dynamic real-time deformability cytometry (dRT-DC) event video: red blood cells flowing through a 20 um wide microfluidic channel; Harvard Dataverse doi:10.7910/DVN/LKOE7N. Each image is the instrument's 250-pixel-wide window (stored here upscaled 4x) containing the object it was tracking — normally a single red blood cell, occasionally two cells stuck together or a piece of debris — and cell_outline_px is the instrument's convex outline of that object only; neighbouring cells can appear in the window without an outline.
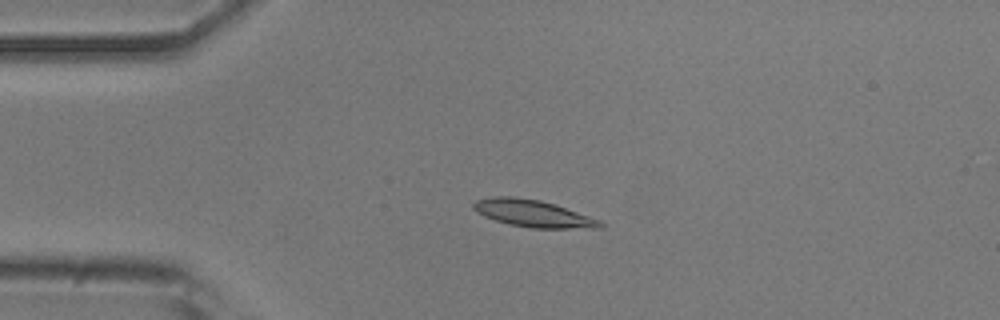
{"species": "common noctule bat (a hibernating species)", "species_latin": "Nyctalus noctula", "temperature_condition": "room temperature", "stored_images_in_passage": 41, "camera_frame_rate_fps": 3000, "um_per_image_px": 0.085, "animal": {"sex": "male", "body_mass_g": 20.5, "forearm_length_mm": 52.5}, "frame": {"image": 1, "passage_image": 1, "time_ms": 0.0, "image_size_px": [1000, 320], "cell_outline_px": [[604, 228], [532, 228], [508, 224], [484, 216], [476, 212], [472, 208], [472, 204], [476, 200], [496, 196], [512, 196], [540, 200], [600, 220], [604, 224]], "centroid_in_image_um": [45.27, 18.15], "position_along_channel_um": 39.7, "area_um2": 19.77}}
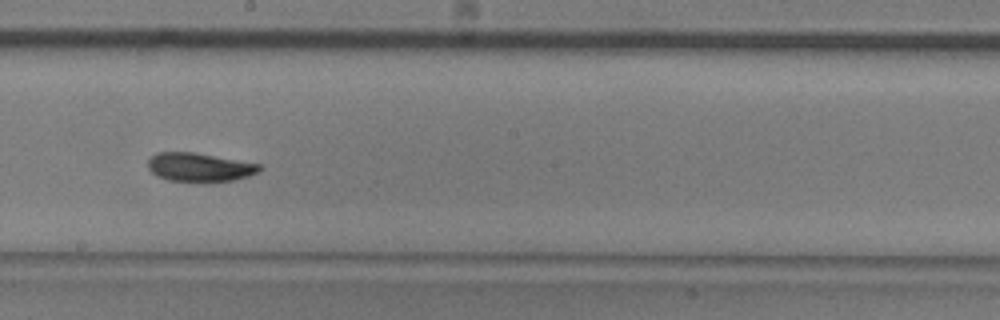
{"frame": {"image": 2, "passage_image": 18, "time_ms": 5.667, "image_size_px": [1000, 320], "cell_outline_px": [[264, 168], [248, 176], [232, 180], [204, 184], [168, 180], [156, 176], [148, 168], [148, 160], [156, 152], [192, 152], [260, 164]], "centroid_in_image_um": [16.93, 14.25], "position_along_channel_um": 231.3, "area_um2": 19.02}}
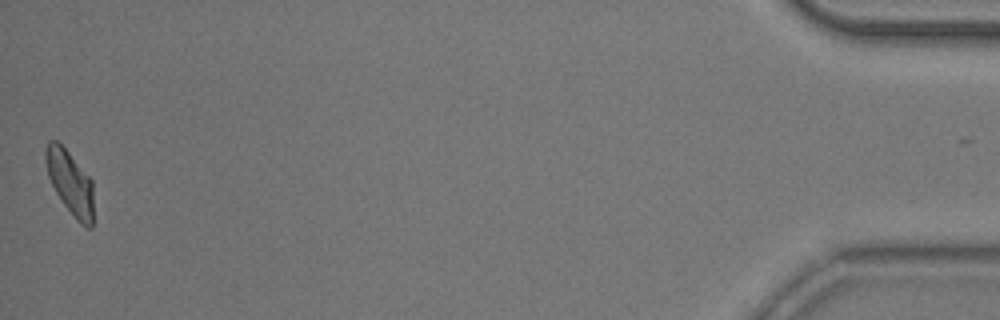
{"frame": {"image": 3, "passage_image": 41, "time_ms": 13.333, "image_size_px": [1000, 320], "cell_outline_px": [[92, 228], [88, 228], [80, 224], [76, 220], [64, 204], [56, 192], [48, 176], [44, 160], [44, 148], [48, 140], [56, 140], [68, 152], [92, 180]], "centroid_in_image_um": [5.92, 15.49], "position_along_channel_um": 429.3, "area_um2": 17.69}, "authors_computed_cell_mechanics": {"area_um2": 18.7272, "velocity_mm_per_s": 3.8399, "shape_relaxation_time_tau1_ms": 3.3045, "shape_relaxation_time_tau2_ms": 4.9908, "deformation_change_tau1": 0.1316, "deformation_change_tau2": 0.0959}}